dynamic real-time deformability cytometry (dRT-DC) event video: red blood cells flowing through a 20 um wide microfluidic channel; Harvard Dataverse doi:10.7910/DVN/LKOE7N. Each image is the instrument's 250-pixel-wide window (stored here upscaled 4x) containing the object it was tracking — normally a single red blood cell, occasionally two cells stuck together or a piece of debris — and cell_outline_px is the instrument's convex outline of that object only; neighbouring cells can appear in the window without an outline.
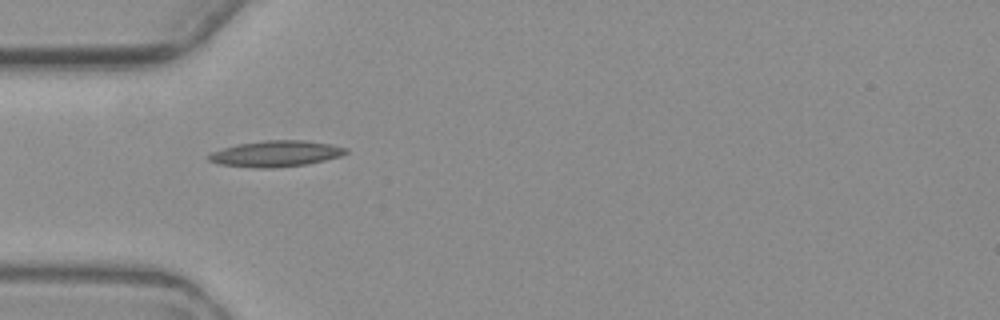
{"species": "common noctule bat (a hibernating species)", "species_latin": "Nyctalus noctula", "temperature_condition": "warm", "stored_images_in_passage": 4, "camera_frame_rate_fps": 3000, "um_per_image_px": 0.085, "animal": {"sex": "female", "body_mass_g": 19.3, "forearm_length_mm": 54.1}, "frame": {"image": 1, "passage_image": 1, "time_ms": 0.0, "image_size_px": [1000, 320], "cell_outline_px": [[348, 152], [340, 156], [308, 164], [272, 168], [256, 168], [220, 164], [208, 160], [208, 156], [212, 152], [236, 144], [264, 140], [304, 140], [332, 144], [348, 148]], "centroid_in_image_um": [23.47, 13.06], "position_along_channel_um": 61.5, "area_um2": 20.81}}
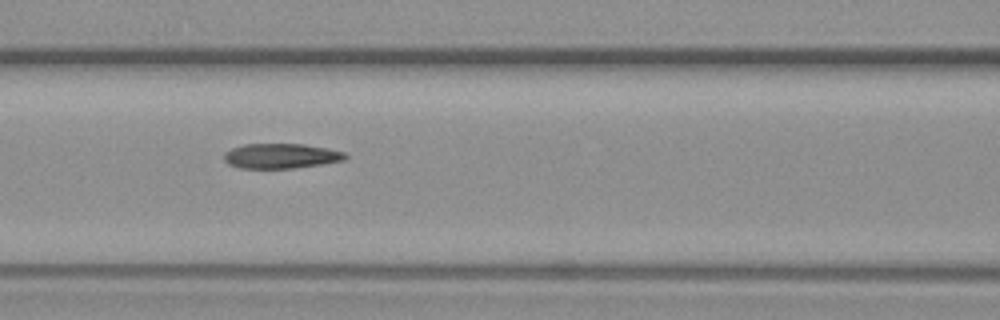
{"frame": {"image": 2, "passage_image": 3, "time_ms": 2.333, "image_size_px": [1000, 320], "cell_outline_px": [[348, 156], [344, 160], [320, 164], [292, 168], [240, 168], [228, 164], [224, 160], [224, 152], [232, 148], [244, 144], [304, 144], [344, 152]], "centroid_in_image_um": [23.84, 13.25], "position_along_channel_um": 142.8, "area_um2": 17.46}}
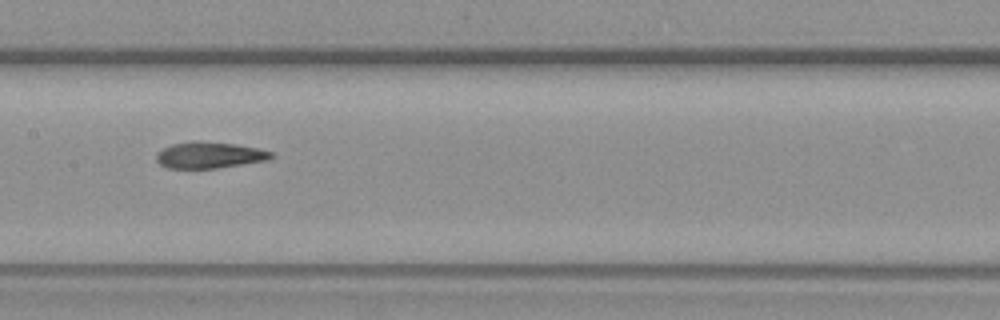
{"frame": {"image": 3, "passage_image": 4, "time_ms": 3.667, "image_size_px": [1000, 320], "cell_outline_px": [[272, 156], [268, 160], [216, 168], [168, 168], [160, 164], [156, 160], [156, 152], [172, 144], [192, 140], [200, 140], [236, 144], [256, 148], [272, 152]], "centroid_in_image_um": [17.75, 13.17], "position_along_channel_um": 189.6, "area_um2": 17.63}}